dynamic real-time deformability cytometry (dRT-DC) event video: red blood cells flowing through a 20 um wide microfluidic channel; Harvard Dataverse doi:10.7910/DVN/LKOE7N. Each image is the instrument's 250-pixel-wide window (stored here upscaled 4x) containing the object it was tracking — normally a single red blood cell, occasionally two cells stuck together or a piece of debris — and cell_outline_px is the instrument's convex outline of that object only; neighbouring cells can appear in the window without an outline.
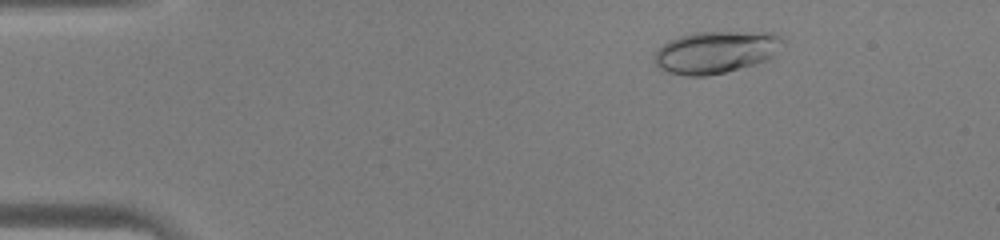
{"species": "human", "species_latin": "Homo sapiens", "temperature_condition": "warm", "stored_images_in_passage": 45, "camera_frame_rate_fps": 3000, "um_per_image_px": 0.085, "donor": {"sex": "male"}, "frame": {"image": 1, "passage_image": 7, "time_ms": 2.0, "image_size_px": [1000, 240], "cell_outline_px": [[780, 40], [772, 56], [768, 60], [724, 72], [704, 76], [688, 76], [668, 72], [660, 68], [652, 60], [656, 52], [668, 40], [680, 36], [696, 32], [772, 32], [780, 36]], "centroid_in_image_um": [60.77, 4.43], "position_along_channel_um": 24.2, "area_um2": 30.98}}
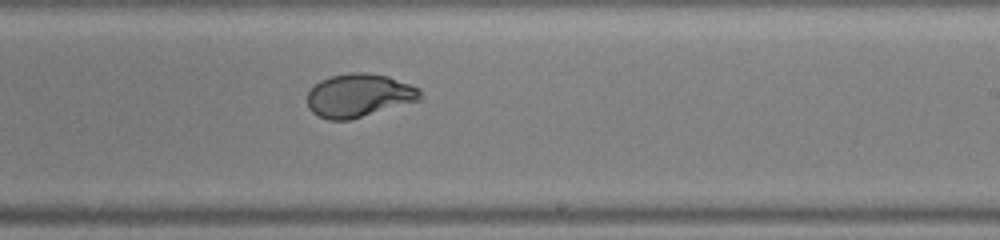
{"frame": {"image": 2, "passage_image": 28, "time_ms": 9.0, "image_size_px": [1000, 240], "cell_outline_px": [[420, 100], [352, 120], [328, 120], [312, 112], [308, 108], [308, 92], [320, 80], [332, 76], [352, 72], [368, 72], [388, 76], [420, 88]], "centroid_in_image_um": [30.52, 8.12], "position_along_channel_um": 258.5, "area_um2": 28.55}}
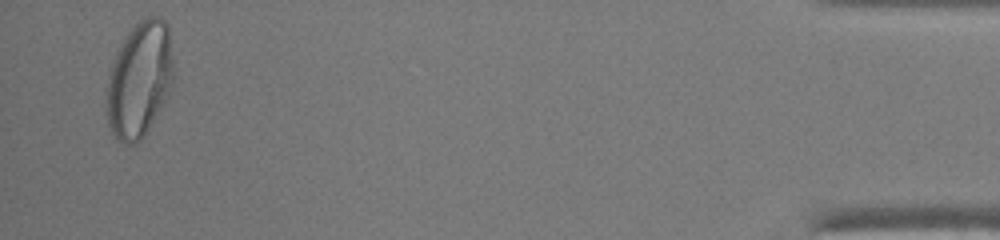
{"frame": {"image": 3, "passage_image": 44, "time_ms": 14.333, "image_size_px": [1000, 240], "cell_outline_px": [[172, 80], [168, 96], [144, 136], [140, 140], [132, 144], [124, 144], [112, 132], [108, 124], [108, 76], [116, 52], [120, 44], [128, 32], [144, 16], [160, 16], [168, 24], [172, 60]], "centroid_in_image_um": [11.87, 6.73], "position_along_channel_um": 423.3, "area_um2": 44.56}}